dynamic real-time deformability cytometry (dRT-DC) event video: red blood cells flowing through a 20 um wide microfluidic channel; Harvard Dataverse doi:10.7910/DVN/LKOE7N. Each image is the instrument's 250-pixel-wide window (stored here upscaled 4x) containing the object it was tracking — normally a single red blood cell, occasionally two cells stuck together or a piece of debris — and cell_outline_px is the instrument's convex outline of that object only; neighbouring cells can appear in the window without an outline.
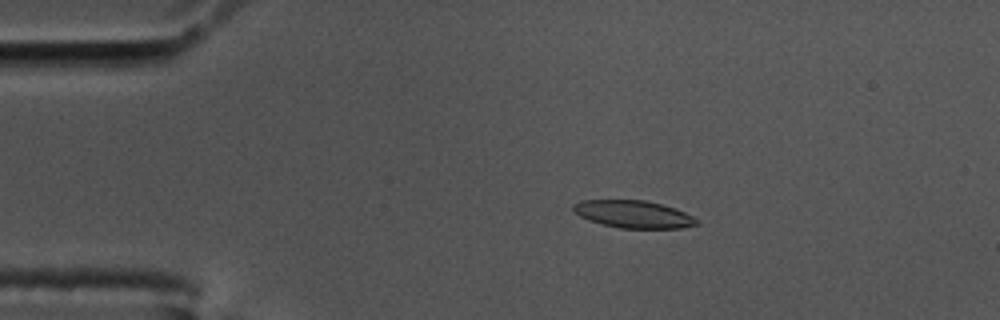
{"species": "common noctule bat (a hibernating species)", "species_latin": "Nyctalus noctula", "temperature_condition": "cold", "stored_images_in_passage": 55, "camera_frame_rate_fps": 3000, "um_per_image_px": 0.085, "animal": {"sex": "male", "body_mass_g": 17.5, "forearm_length_mm": 52.3}, "frame": {"image": 1, "passage_image": 9, "time_ms": 2.667, "image_size_px": [1000, 320], "cell_outline_px": [[700, 224], [680, 228], [620, 228], [588, 220], [572, 212], [572, 204], [580, 200], [644, 200], [676, 208], [692, 216]], "centroid_in_image_um": [53.8, 18.2], "position_along_channel_um": 31.2, "area_um2": 19.71}}
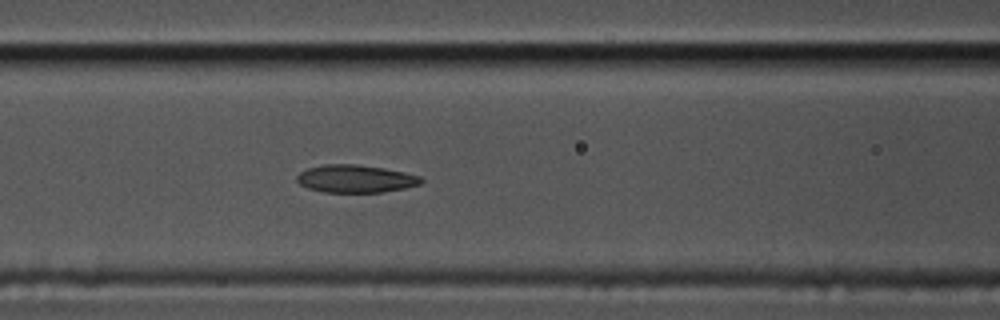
{"frame": {"image": 2, "passage_image": 22, "time_ms": 7.0, "image_size_px": [1000, 320], "cell_outline_px": [[424, 180], [420, 184], [404, 188], [380, 192], [324, 192], [308, 188], [300, 184], [296, 180], [296, 176], [300, 172], [308, 168], [324, 164], [356, 164], [384, 168], [404, 172], [420, 176]], "centroid_in_image_um": [30.21, 15.19], "position_along_channel_um": 136.4, "area_um2": 20.0}}
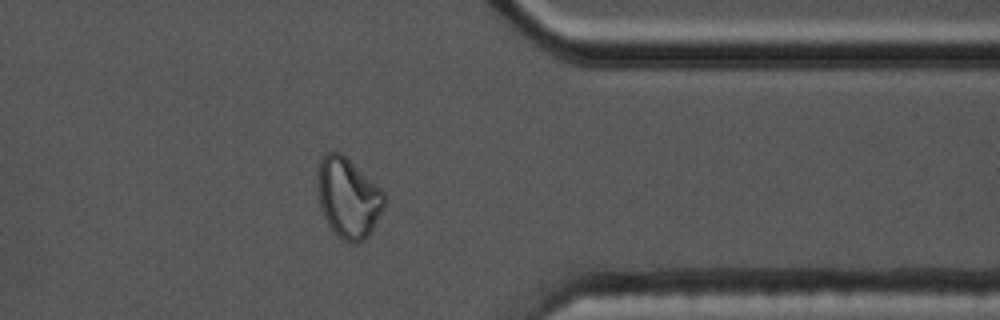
{"frame": {"image": 3, "passage_image": 44, "time_ms": 14.333, "image_size_px": [1000, 320], "cell_outline_px": [[384, 208], [368, 236], [364, 240], [356, 244], [352, 244], [344, 240], [328, 224], [320, 208], [316, 184], [316, 180], [320, 160], [324, 152], [340, 152], [380, 188], [384, 192]], "centroid_in_image_um": [29.57, 16.81], "position_along_channel_um": 381.8, "area_um2": 30.92}, "authors_computed_cell_mechanics": {"area_um2": 20.519, "velocity_mm_per_s": 3.4974, "shape_relaxation_time_tau1_ms": null, "shape_relaxation_time_tau2_ms": 2.4415, "deformation_change_tau1": null, "deformation_change_tau2": 0.0881}}